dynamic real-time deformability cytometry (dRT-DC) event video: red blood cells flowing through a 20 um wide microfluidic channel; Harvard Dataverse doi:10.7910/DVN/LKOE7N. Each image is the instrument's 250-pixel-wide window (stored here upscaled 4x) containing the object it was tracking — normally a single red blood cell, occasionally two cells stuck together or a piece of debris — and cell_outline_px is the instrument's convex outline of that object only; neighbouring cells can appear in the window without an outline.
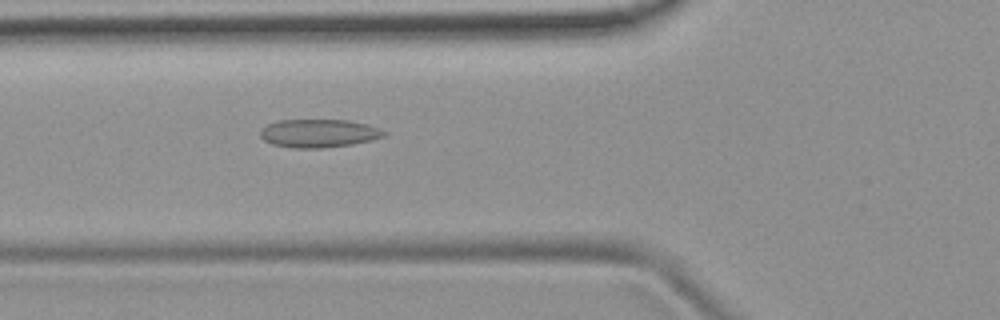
{"species": "common noctule bat (a hibernating species)", "species_latin": "Nyctalus noctula", "temperature_condition": "room temperature", "stored_images_in_passage": 52, "camera_frame_rate_fps": 3000, "um_per_image_px": 0.085, "animal": {"sex": "female", "body_mass_g": 19.9}, "frame": {"image": 1, "passage_image": 19, "time_ms": 6.0, "image_size_px": [1000, 320], "cell_outline_px": [[388, 132], [384, 136], [372, 140], [352, 144], [320, 148], [292, 148], [272, 144], [264, 140], [260, 136], [260, 128], [276, 120], [348, 120], [368, 124], [380, 128]], "centroid_in_image_um": [27.09, 11.32], "position_along_channel_um": 98.7, "area_um2": 20.52}}
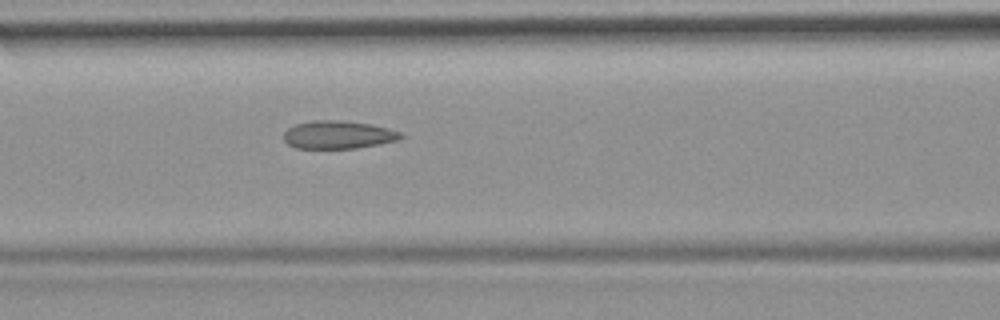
{"frame": {"image": 2, "passage_image": 22, "time_ms": 7.0, "image_size_px": [1000, 320], "cell_outline_px": [[404, 136], [400, 140], [356, 148], [296, 148], [288, 144], [284, 140], [284, 132], [288, 128], [296, 124], [312, 120], [336, 120], [368, 124], [388, 128], [400, 132]], "centroid_in_image_um": [28.74, 11.46], "position_along_channel_um": 137.9, "area_um2": 18.96}}
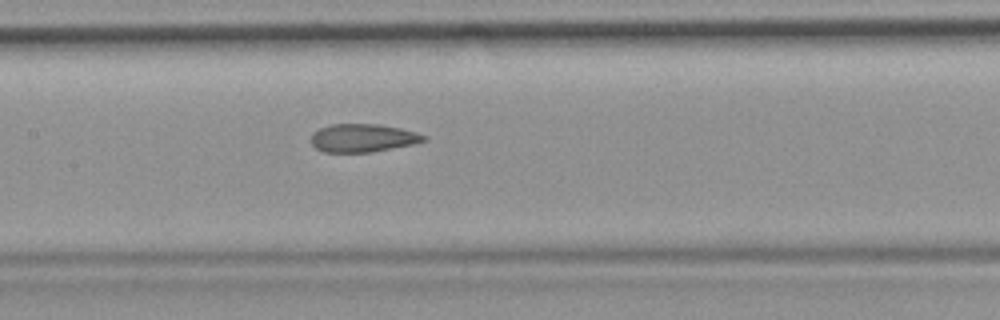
{"frame": {"image": 3, "passage_image": 25, "time_ms": 8.0, "image_size_px": [1000, 320], "cell_outline_px": [[428, 140], [412, 144], [372, 152], [324, 152], [316, 148], [312, 144], [312, 132], [320, 128], [332, 124], [380, 124], [400, 128], [416, 132], [428, 136]], "centroid_in_image_um": [30.86, 11.72], "position_along_channel_um": 176.5, "area_um2": 18.5}, "authors_computed_cell_mechanics": {"area_um2": 19.5653, "velocity_mm_per_s": 3.8765, "shape_relaxation_time_tau1_ms": null, "shape_relaxation_time_tau2_ms": 2.7941, "deformation_change_tau1": null, "deformation_change_tau2": 0.098}}